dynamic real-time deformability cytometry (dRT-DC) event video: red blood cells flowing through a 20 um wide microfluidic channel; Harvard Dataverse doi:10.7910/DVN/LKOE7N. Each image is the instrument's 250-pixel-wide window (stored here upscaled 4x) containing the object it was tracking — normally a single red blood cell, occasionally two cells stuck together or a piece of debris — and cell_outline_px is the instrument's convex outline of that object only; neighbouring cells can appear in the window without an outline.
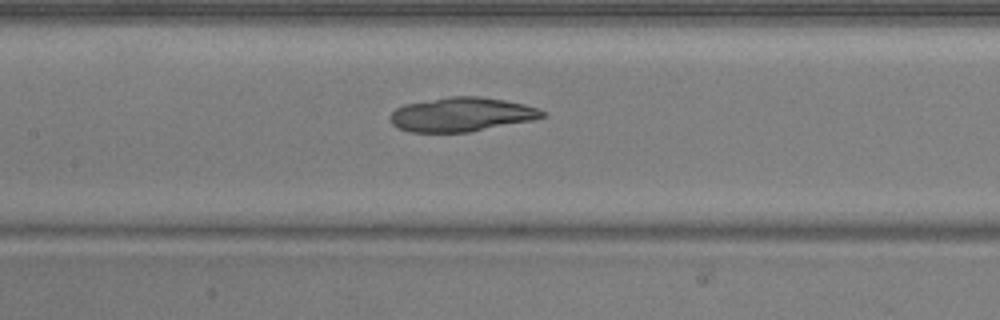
{"species": "common noctule bat (a hibernating species)", "species_latin": "Nyctalus noctula", "temperature_condition": "warm", "stored_images_in_passage": 25, "camera_frame_rate_fps": 3000, "um_per_image_px": 0.085, "animal": {"sex": "male", "body_mass_g": 20.5, "forearm_length_mm": 52.5}, "frame": {"image": 1, "passage_image": 24, "time_ms": 7.667, "image_size_px": [1000, 320], "cell_outline_px": [[544, 116], [532, 120], [468, 132], [408, 132], [396, 128], [388, 120], [388, 116], [396, 108], [404, 104], [452, 96], [480, 96], [504, 100], [524, 104], [536, 108], [544, 112]], "centroid_in_image_um": [39.15, 9.73], "position_along_channel_um": 168.3, "area_um2": 30.17}}